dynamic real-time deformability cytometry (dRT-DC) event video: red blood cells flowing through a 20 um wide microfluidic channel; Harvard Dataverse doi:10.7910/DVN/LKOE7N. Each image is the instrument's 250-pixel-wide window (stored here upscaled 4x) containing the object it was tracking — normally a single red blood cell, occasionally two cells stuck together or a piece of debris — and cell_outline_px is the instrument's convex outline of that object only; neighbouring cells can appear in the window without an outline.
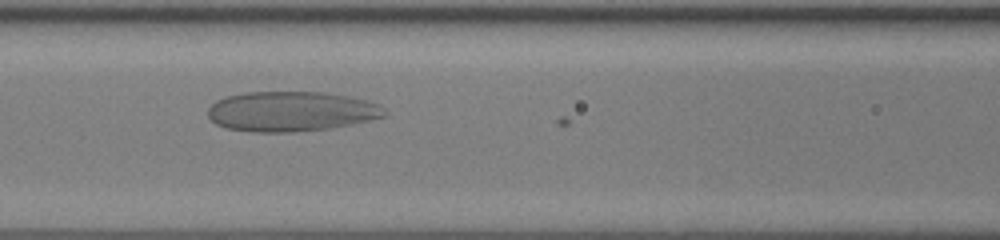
{"species": "human", "species_latin": "Homo sapiens", "temperature_condition": "room temperature", "stored_images_in_passage": 43, "camera_frame_rate_fps": 3000, "um_per_image_px": 0.085, "donor": {"sex": "female"}, "frame": {"image": 1, "passage_image": 16, "time_ms": 5.0, "image_size_px": [1000, 240], "cell_outline_px": [[388, 112], [384, 116], [352, 124], [328, 128], [296, 132], [252, 132], [224, 128], [216, 124], [208, 116], [208, 108], [216, 100], [224, 96], [244, 92], [324, 92], [348, 96], [368, 100], [380, 104]], "centroid_in_image_um": [24.73, 9.46], "position_along_channel_um": 141.9, "area_um2": 41.44}}
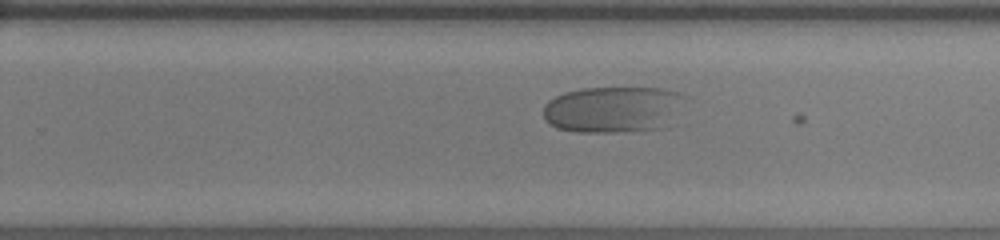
{"frame": {"image": 2, "passage_image": 26, "time_ms": 8.333, "image_size_px": [1000, 240], "cell_outline_px": [[692, 96], [668, 128], [624, 132], [576, 132], [556, 128], [548, 124], [544, 120], [544, 104], [548, 100], [564, 92], [580, 88], [664, 88]], "centroid_in_image_um": [52.23, 9.3], "position_along_channel_um": 277.6, "area_um2": 39.65}}
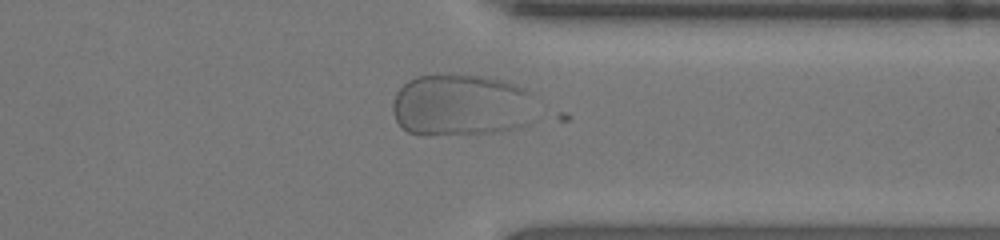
{"frame": {"image": 3, "passage_image": 33, "time_ms": 10.667, "image_size_px": [1000, 240], "cell_outline_px": [[528, 124], [496, 132], [424, 136], [408, 132], [396, 120], [392, 112], [392, 104], [396, 92], [408, 80], [416, 76], [484, 76], [500, 80], [524, 88], [528, 92]], "centroid_in_image_um": [39.06, 8.96], "position_along_channel_um": 372.3, "area_um2": 50.75}}